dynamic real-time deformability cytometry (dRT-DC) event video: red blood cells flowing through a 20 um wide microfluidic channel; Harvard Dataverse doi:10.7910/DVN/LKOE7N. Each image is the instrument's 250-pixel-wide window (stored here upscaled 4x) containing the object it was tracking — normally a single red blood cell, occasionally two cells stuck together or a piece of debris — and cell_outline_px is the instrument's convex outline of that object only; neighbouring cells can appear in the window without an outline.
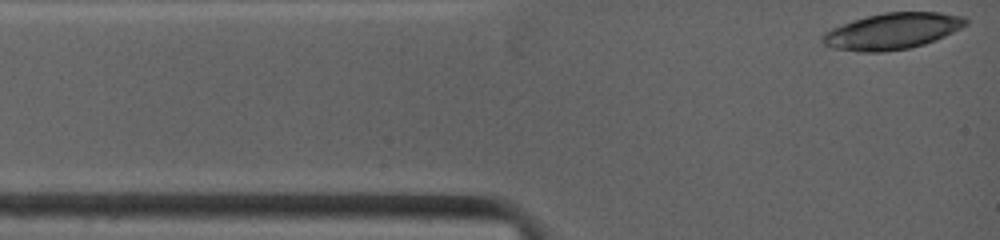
{"species": "common noctule bat (a hibernating species)", "species_latin": "Nyctalus noctula", "temperature_condition": "warm", "stored_images_in_passage": 9, "camera_frame_rate_fps": 4500, "um_per_image_px": 0.085, "animal": {"sex": "female", "body_mass_g": 19.0, "forearm_length_mm": 53.3}, "frame": {"image": 1, "passage_image": 1, "time_ms": 0.0, "image_size_px": [1000, 240], "cell_outline_px": [[968, 24], [936, 40], [924, 44], [908, 48], [880, 52], [860, 52], [832, 48], [824, 44], [820, 40], [824, 32], [832, 28], [852, 20], [884, 12], [940, 12], [964, 16], [968, 20]], "centroid_in_image_um": [75.83, 2.64], "position_along_channel_um": 9.2, "area_um2": 30.23}}